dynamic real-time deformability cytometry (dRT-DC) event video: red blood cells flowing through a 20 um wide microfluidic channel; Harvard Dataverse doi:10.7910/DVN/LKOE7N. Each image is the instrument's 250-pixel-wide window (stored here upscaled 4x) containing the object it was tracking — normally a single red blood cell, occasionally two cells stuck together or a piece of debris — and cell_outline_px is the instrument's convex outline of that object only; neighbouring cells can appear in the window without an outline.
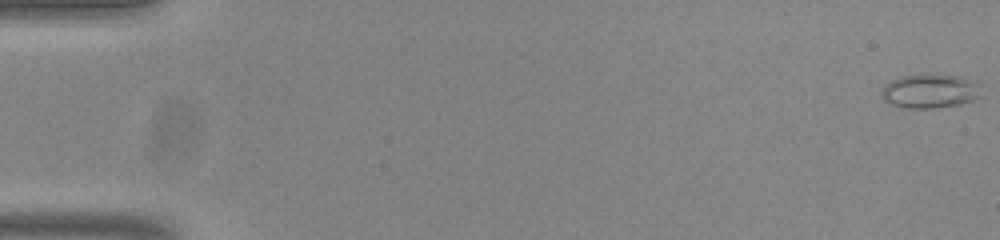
{"species": "common noctule bat (a hibernating species)", "species_latin": "Nyctalus noctula", "temperature_condition": "room temperature", "stored_images_in_passage": 54, "camera_frame_rate_fps": 3000, "um_per_image_px": 0.085, "animal": {"sex": "male", "body_mass_g": 20.0, "forearm_length_mm": 53.3}, "frame": {"image": 1, "passage_image": 1, "time_ms": 0.0, "image_size_px": [1000, 240], "cell_outline_px": [[984, 96], [976, 100], [960, 104], [932, 108], [908, 108], [892, 104], [884, 96], [884, 84], [900, 76], [928, 72], [960, 76], [980, 84]], "centroid_in_image_um": [79.17, 7.7], "position_along_channel_um": 5.8, "area_um2": 20.17}}
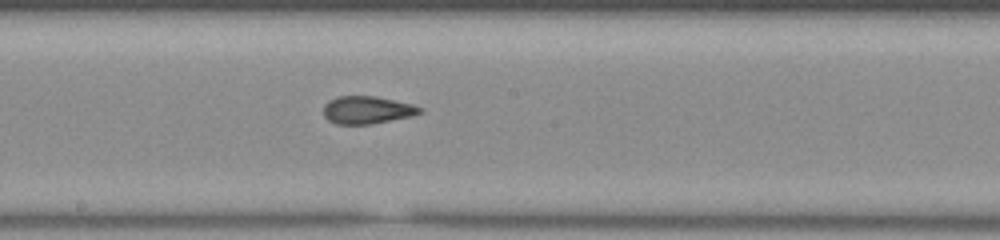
{"frame": {"image": 2, "passage_image": 30, "time_ms": 9.667, "image_size_px": [1000, 240], "cell_outline_px": [[424, 112], [412, 116], [372, 124], [336, 124], [328, 120], [324, 116], [324, 104], [328, 100], [340, 96], [376, 96], [412, 104], [424, 108]], "centroid_in_image_um": [31.23, 9.35], "position_along_channel_um": 217.0, "area_um2": 15.66}}
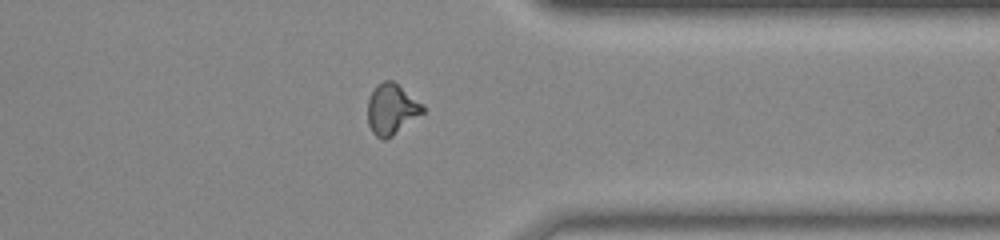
{"frame": {"image": 3, "passage_image": 43, "time_ms": 14.0, "image_size_px": [1000, 240], "cell_outline_px": [[424, 112], [392, 136], [384, 140], [376, 136], [372, 132], [368, 124], [368, 100], [376, 84], [384, 80], [392, 80], [424, 104]], "centroid_in_image_um": [33.28, 9.27], "position_along_channel_um": 378.1, "area_um2": 16.24}, "authors_computed_cell_mechanics": {"area_um2": 15.9528, "velocity_mm_per_s": 3.8427, "shape_relaxation_time_tau1_ms": null, "shape_relaxation_time_tau2_ms": 2.0267, "deformation_change_tau1": null, "deformation_change_tau2": 0.0866}}